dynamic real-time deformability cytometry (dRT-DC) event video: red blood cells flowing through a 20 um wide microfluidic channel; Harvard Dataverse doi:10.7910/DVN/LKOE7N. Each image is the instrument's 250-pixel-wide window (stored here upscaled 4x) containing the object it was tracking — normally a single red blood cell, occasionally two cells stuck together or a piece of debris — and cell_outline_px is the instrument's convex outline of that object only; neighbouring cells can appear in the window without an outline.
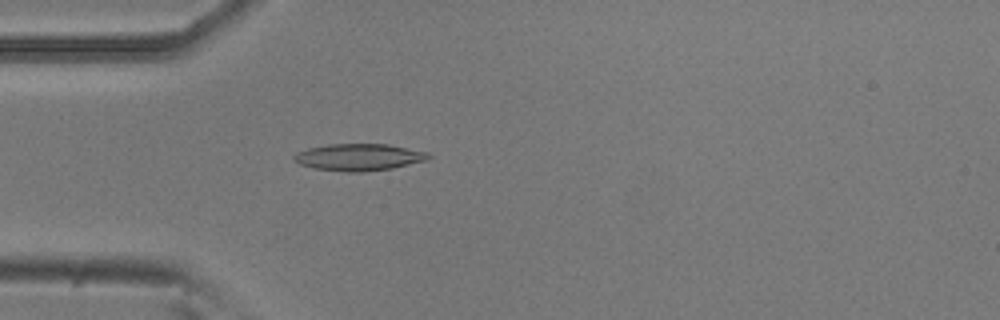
{"species": "common noctule bat (a hibernating species)", "species_latin": "Nyctalus noctula", "temperature_condition": "room temperature", "stored_images_in_passage": 53, "camera_frame_rate_fps": 3000, "um_per_image_px": 0.085, "animal": {"sex": "male", "body_mass_g": 20.5, "forearm_length_mm": 52.5}, "frame": {"image": 1, "passage_image": 15, "time_ms": 4.667, "image_size_px": [1000, 320], "cell_outline_px": [[432, 156], [428, 160], [392, 168], [364, 172], [348, 172], [312, 168], [300, 164], [292, 160], [292, 156], [296, 152], [308, 148], [328, 144], [388, 144], [428, 152]], "centroid_in_image_um": [30.49, 13.36], "position_along_channel_um": 54.5, "area_um2": 21.27}}
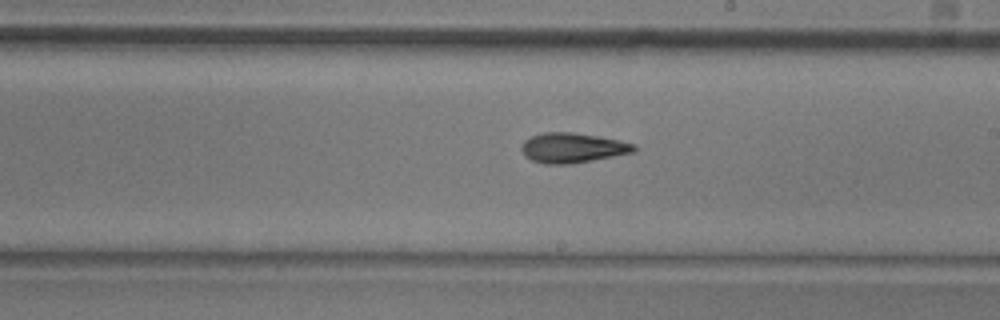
{"frame": {"image": 2, "passage_image": 30, "time_ms": 9.667, "image_size_px": [1000, 320], "cell_outline_px": [[636, 152], [568, 164], [544, 164], [532, 160], [524, 156], [520, 148], [524, 140], [532, 136], [544, 132], [572, 132], [596, 136], [636, 144]], "centroid_in_image_um": [48.63, 12.57], "position_along_channel_um": 240.4, "area_um2": 19.48}}
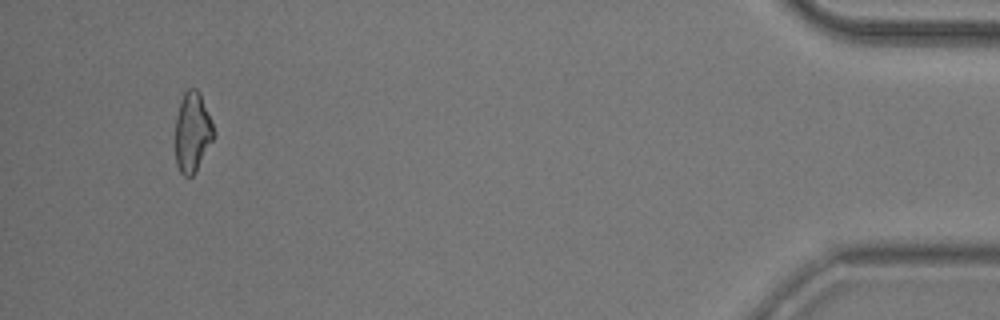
{"frame": {"image": 3, "passage_image": 50, "time_ms": 16.333, "image_size_px": [1000, 320], "cell_outline_px": [[216, 136], [192, 176], [184, 176], [180, 172], [176, 164], [176, 116], [180, 100], [184, 92], [188, 88], [196, 88], [200, 92], [216, 132]], "centroid_in_image_um": [16.37, 11.2], "position_along_channel_um": 418.8, "area_um2": 17.98}, "authors_computed_cell_mechanics": {"area_um2": 19.1318, "velocity_mm_per_s": 3.8162, "shape_relaxation_time_tau1_ms": 7.4562, "shape_relaxation_time_tau2_ms": 4.8566, "deformation_change_tau1": 0.2082, "deformation_change_tau2": 0.1438}}